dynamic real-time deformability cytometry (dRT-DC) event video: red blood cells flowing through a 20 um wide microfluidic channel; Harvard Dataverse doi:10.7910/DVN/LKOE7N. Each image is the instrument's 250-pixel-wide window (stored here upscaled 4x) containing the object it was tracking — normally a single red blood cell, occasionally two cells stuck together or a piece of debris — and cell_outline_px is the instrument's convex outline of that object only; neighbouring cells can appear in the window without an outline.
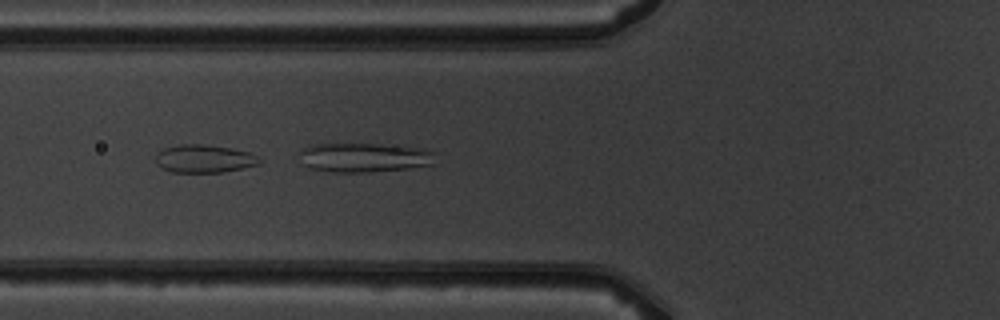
{"species": "common noctule bat (a hibernating species)", "species_latin": "Nyctalus noctula", "temperature_condition": "warm", "stored_images_in_passage": 6, "camera_frame_rate_fps": 3000, "um_per_image_px": 0.085, "animal": {"sex": "male", "body_mass_g": 19.5, "forearm_length_mm": 54.6}, "frame": {"image": 1, "passage_image": 6, "time_ms": 5.667, "image_size_px": [1000, 320], "cell_outline_px": [[436, 152], [432, 164], [408, 168], [368, 172], [332, 172], [308, 168], [304, 164], [300, 152], [300, 148], [308, 144], [404, 144]], "centroid_in_image_um": [30.96, 13.36], "position_along_channel_um": 94.8, "area_um2": 23.52}}